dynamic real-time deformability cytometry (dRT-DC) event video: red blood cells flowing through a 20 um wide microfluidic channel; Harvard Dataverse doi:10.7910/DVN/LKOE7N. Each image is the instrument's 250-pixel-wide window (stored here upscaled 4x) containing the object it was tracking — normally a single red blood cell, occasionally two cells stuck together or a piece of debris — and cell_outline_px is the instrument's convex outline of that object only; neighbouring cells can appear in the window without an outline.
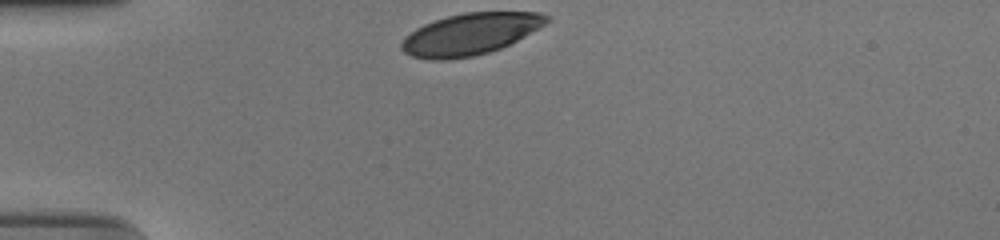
{"species": "human", "species_latin": "Homo sapiens", "temperature_condition": "cold", "stored_images_in_passage": 31, "camera_frame_rate_fps": 3000, "um_per_image_px": 0.085, "donor": {"sex": "male"}, "frame": {"image": 1, "passage_image": 1, "time_ms": 0.0, "image_size_px": [1000, 240], "cell_outline_px": [[552, 20], [516, 40], [500, 48], [488, 52], [472, 56], [444, 60], [432, 60], [412, 56], [404, 52], [400, 48], [400, 44], [404, 36], [416, 28], [424, 24], [448, 16], [464, 12], [540, 12], [552, 16]], "centroid_in_image_um": [39.95, 2.88], "position_along_channel_um": 45.0, "area_um2": 35.03}}
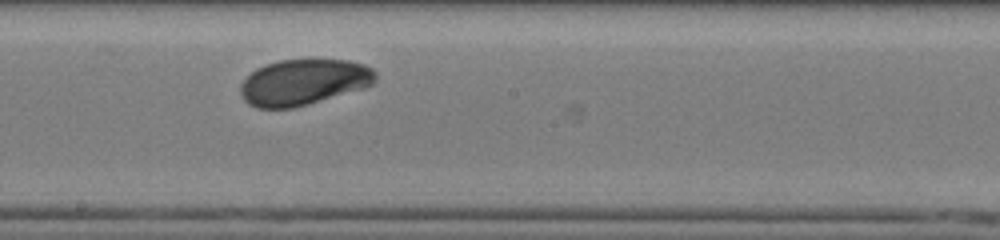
{"frame": {"image": 2, "passage_image": 18, "time_ms": 5.667, "image_size_px": [1000, 240], "cell_outline_px": [[376, 80], [372, 84], [364, 88], [308, 104], [292, 108], [256, 108], [248, 104], [240, 96], [240, 84], [256, 68], [264, 64], [280, 60], [348, 60], [364, 64], [372, 68], [376, 72]], "centroid_in_image_um": [25.79, 6.99], "position_along_channel_um": 222.4, "area_um2": 36.18}}
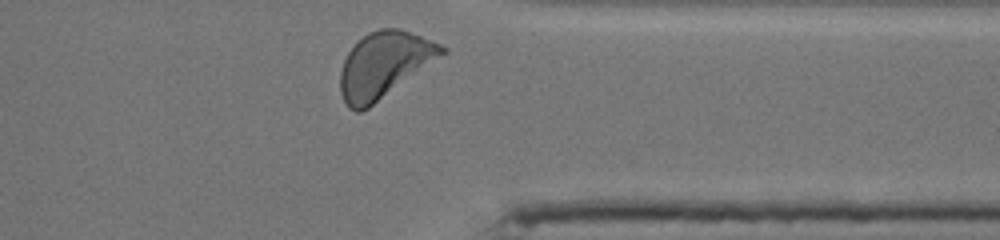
{"frame": {"image": 3, "passage_image": 31, "time_ms": 10.0, "image_size_px": [1000, 240], "cell_outline_px": [[448, 52], [368, 108], [360, 112], [356, 112], [348, 108], [340, 92], [340, 72], [344, 60], [348, 52], [368, 32], [380, 28], [396, 28], [432, 40], [448, 48]], "centroid_in_image_um": [32.65, 5.52], "position_along_channel_um": 378.7, "area_um2": 38.61}, "authors_computed_cell_mechanics": {"area_um2": 36.414, "velocity_mm_per_s": 3.678, "shape_relaxation_time_tau1_ms": 2.6137, "shape_relaxation_time_tau2_ms": null, "deformation_change_tau1": 0.1141, "deformation_change_tau2": null}}